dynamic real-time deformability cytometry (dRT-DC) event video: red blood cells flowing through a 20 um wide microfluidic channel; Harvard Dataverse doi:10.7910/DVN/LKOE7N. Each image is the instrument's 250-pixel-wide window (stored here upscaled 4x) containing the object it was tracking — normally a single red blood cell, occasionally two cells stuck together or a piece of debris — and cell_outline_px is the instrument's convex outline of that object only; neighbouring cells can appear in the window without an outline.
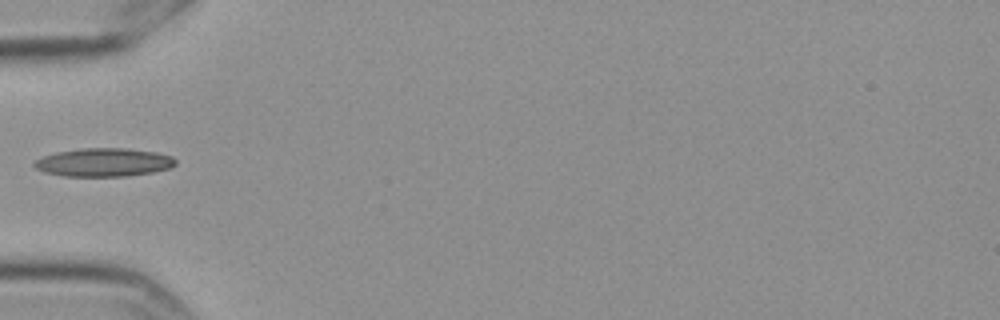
{"species": "Egyptian fruit bat (a non-hibernating species)", "species_latin": "Rousettus aegyptiacus", "temperature_condition": "cold", "stored_images_in_passage": 7, "camera_frame_rate_fps": 3000, "um_per_image_px": 0.085, "frame": {"image": 1, "passage_image": 4, "time_ms": 1.0, "image_size_px": [1000, 320], "cell_outline_px": [[176, 164], [168, 168], [152, 172], [124, 176], [64, 176], [44, 172], [36, 168], [32, 164], [36, 160], [44, 156], [56, 152], [80, 148], [128, 148], [156, 152], [172, 156], [176, 160]], "centroid_in_image_um": [8.81, 13.79], "position_along_channel_um": 76.2, "area_um2": 23.29}}
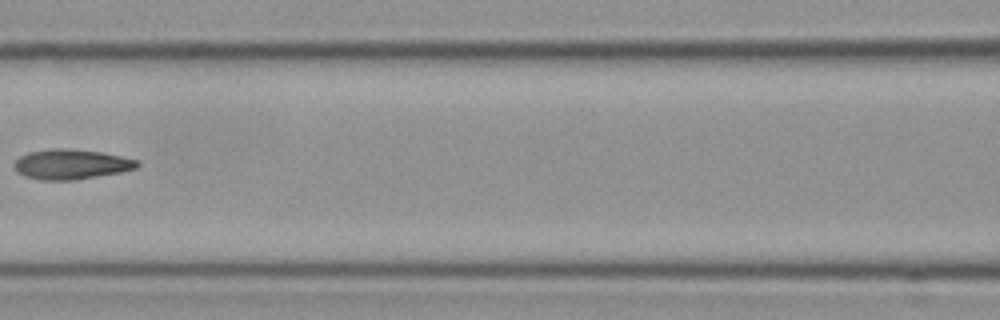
{"frame": {"image": 2, "passage_image": 6, "time_ms": 1.667, "image_size_px": [1000, 320], "cell_outline_px": [[140, 164], [136, 168], [120, 172], [72, 180], [40, 180], [24, 176], [12, 164], [20, 156], [28, 152], [52, 148], [72, 148], [100, 152], [140, 160]], "centroid_in_image_um": [6.05, 13.95], "position_along_channel_um": 160.6, "area_um2": 21.44}}
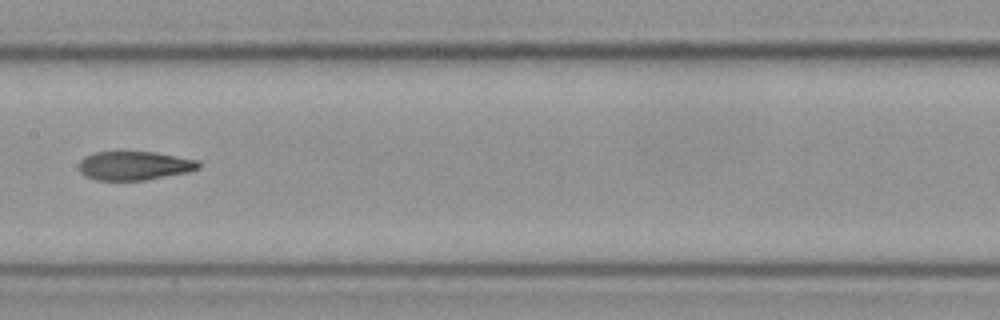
{"frame": {"image": 3, "passage_image": 7, "time_ms": 2.0, "image_size_px": [1000, 320], "cell_outline_px": [[200, 168], [188, 172], [144, 180], [96, 180], [84, 176], [80, 172], [80, 160], [84, 156], [92, 152], [156, 152], [200, 160]], "centroid_in_image_um": [11.43, 14.07], "position_along_channel_um": 196.0, "area_um2": 20.23}}